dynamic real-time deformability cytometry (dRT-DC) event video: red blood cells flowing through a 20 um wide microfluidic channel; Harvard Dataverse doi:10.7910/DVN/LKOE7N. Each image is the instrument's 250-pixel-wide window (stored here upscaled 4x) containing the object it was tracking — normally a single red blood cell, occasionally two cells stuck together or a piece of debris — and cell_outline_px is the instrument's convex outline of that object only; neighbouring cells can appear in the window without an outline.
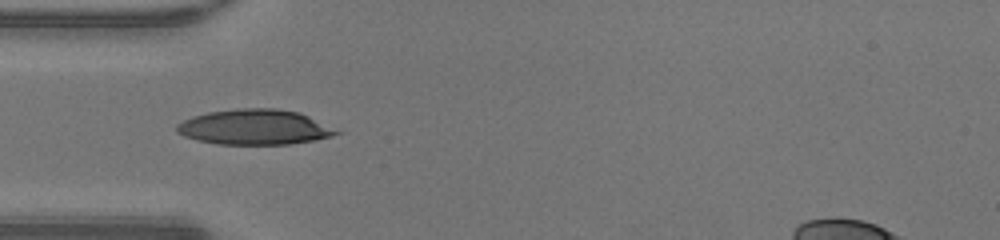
{"species": "human", "species_latin": "Homo sapiens", "temperature_condition": "warm", "stored_images_in_passage": 35, "segment_of_instrument_passage": [1, 2], "camera_frame_rate_fps": 3000, "um_per_image_px": 0.085, "donor": {"sex": "male"}, "frame": {"image": 1, "passage_image": 1, "time_ms": 0.0, "image_size_px": [1000, 240], "cell_outline_px": [[344, 132], [332, 136], [316, 140], [292, 144], [216, 144], [196, 140], [184, 136], [176, 132], [176, 124], [192, 116], [208, 112], [236, 108], [276, 108], [300, 112]], "centroid_in_image_um": [21.65, 10.8], "position_along_channel_um": 63.3, "area_um2": 33.12}}
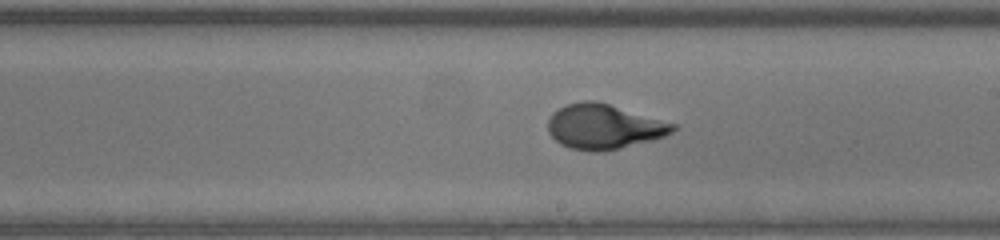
{"frame": {"image": 2, "passage_image": 13, "time_ms": 4.0, "image_size_px": [1000, 240], "cell_outline_px": [[676, 128], [672, 132], [664, 136], [652, 140], [620, 148], [600, 152], [592, 152], [568, 148], [560, 144], [548, 132], [548, 120], [552, 112], [568, 104], [584, 100], [596, 100], [676, 124]], "centroid_in_image_um": [51.3, 10.77], "position_along_channel_um": 237.7, "area_um2": 32.6}}
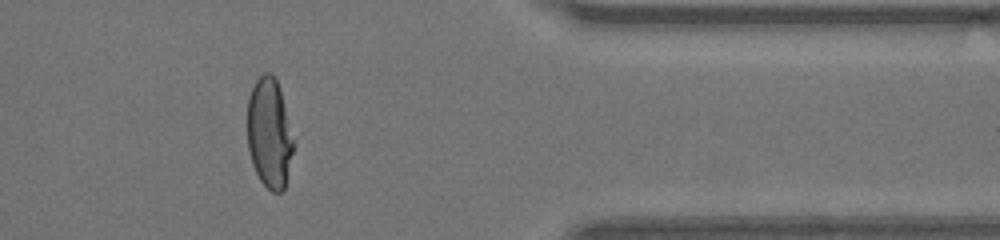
{"frame": {"image": 3, "passage_image": 25, "time_ms": 8.0, "image_size_px": [1000, 240], "cell_outline_px": [[296, 140], [284, 192], [272, 192], [260, 180], [252, 164], [248, 148], [248, 96], [256, 80], [264, 72], [272, 72], [276, 76]], "centroid_in_image_um": [22.94, 11.31], "position_along_channel_um": 388.5, "area_um2": 30.23}}